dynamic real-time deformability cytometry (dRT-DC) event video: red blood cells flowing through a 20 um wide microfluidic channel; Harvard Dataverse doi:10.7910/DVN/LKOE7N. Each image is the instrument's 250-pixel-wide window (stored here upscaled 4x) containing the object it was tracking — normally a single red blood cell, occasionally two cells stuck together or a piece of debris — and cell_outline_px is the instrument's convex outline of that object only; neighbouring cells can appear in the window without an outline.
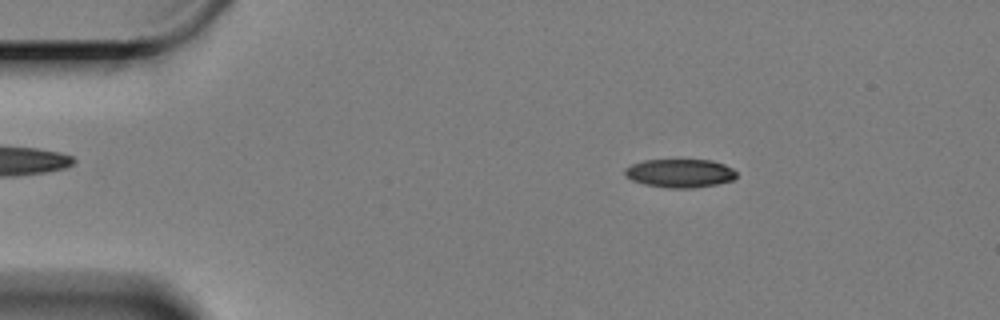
{"species": "Egyptian fruit bat (a non-hibernating species)", "species_latin": "Rousettus aegyptiacus", "temperature_condition": "cold", "stored_images_in_passage": 61, "camera_frame_rate_fps": 3000, "um_per_image_px": 0.085, "animal": {"sex": "female"}, "frame": {"image": 1, "passage_image": 10, "time_ms": 3.0, "image_size_px": [1000, 320], "cell_outline_px": [[736, 176], [732, 180], [716, 184], [692, 188], [668, 188], [644, 184], [632, 180], [624, 172], [624, 168], [632, 164], [644, 160], [712, 160], [724, 164], [732, 168], [736, 172]], "centroid_in_image_um": [57.79, 14.72], "position_along_channel_um": 27.2, "area_um2": 18.44}}
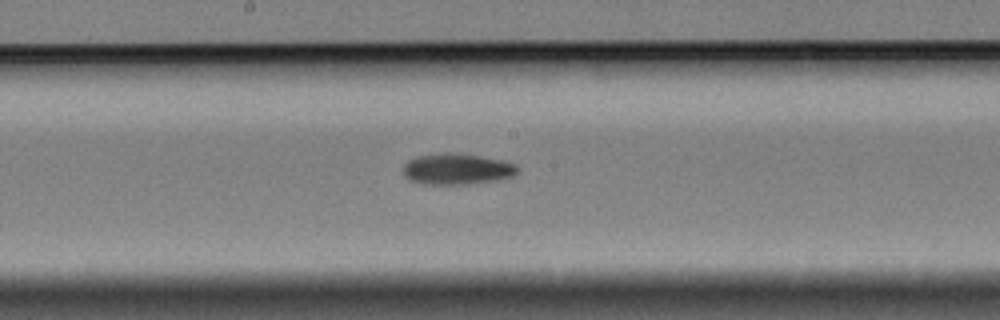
{"frame": {"image": 2, "passage_image": 32, "time_ms": 10.333, "image_size_px": [1000, 320], "cell_outline_px": [[520, 168], [512, 176], [496, 180], [460, 184], [424, 184], [412, 180], [404, 176], [404, 164], [408, 160], [416, 156], [448, 152], [452, 152], [480, 156], [504, 160], [516, 164]], "centroid_in_image_um": [38.85, 14.35], "position_along_channel_um": 209.4, "area_um2": 20.58}}
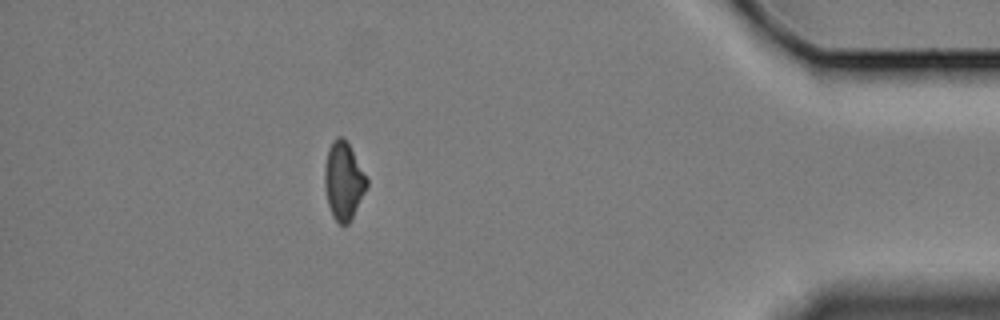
{"frame": {"image": 3, "passage_image": 54, "time_ms": 17.667, "image_size_px": [1000, 320], "cell_outline_px": [[368, 188], [348, 224], [340, 224], [332, 216], [328, 204], [324, 184], [324, 168], [328, 148], [332, 140], [336, 136], [344, 136], [368, 180]], "centroid_in_image_um": [29.19, 15.35], "position_along_channel_um": 406.0, "area_um2": 19.13}, "authors_computed_cell_mechanics": {"area_um2": 19.4786, "velocity_mm_per_s": 3.2953, "shape_relaxation_time_tau1_ms": 4.569, "shape_relaxation_time_tau2_ms": null, "deformation_change_tau1": 0.136, "deformation_change_tau2": null}}